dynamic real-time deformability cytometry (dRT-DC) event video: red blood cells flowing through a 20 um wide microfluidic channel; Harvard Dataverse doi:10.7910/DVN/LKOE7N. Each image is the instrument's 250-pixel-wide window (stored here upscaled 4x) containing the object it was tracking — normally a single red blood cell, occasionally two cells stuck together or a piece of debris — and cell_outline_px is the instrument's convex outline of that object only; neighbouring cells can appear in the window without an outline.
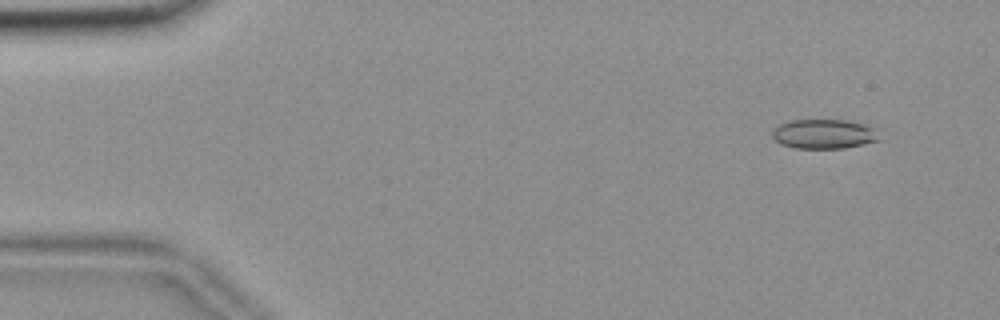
{"species": "common noctule bat (a hibernating species)", "species_latin": "Nyctalus noctula", "temperature_condition": "room temperature", "stored_images_in_passage": 52, "camera_frame_rate_fps": 3000, "um_per_image_px": 0.085, "animal": {"sex": "female", "body_mass_g": 18.4}, "frame": {"image": 1, "passage_image": 1, "time_ms": 0.0, "image_size_px": [1000, 320], "cell_outline_px": [[880, 140], [864, 144], [844, 148], [796, 148], [780, 144], [772, 136], [772, 132], [780, 124], [792, 120], [848, 120], [864, 124], [876, 128]], "centroid_in_image_um": [70.07, 11.39], "position_along_channel_um": 14.9, "area_um2": 18.38}}
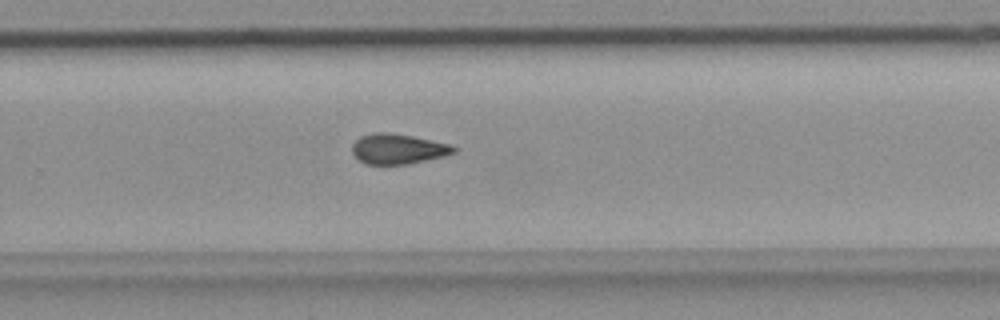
{"frame": {"image": 2, "passage_image": 33, "time_ms": 10.667, "image_size_px": [1000, 320], "cell_outline_px": [[456, 152], [444, 156], [408, 164], [364, 164], [352, 152], [352, 144], [360, 136], [376, 132], [392, 132], [452, 144], [456, 148]], "centroid_in_image_um": [33.84, 12.65], "position_along_channel_um": 296.0, "area_um2": 17.92}}
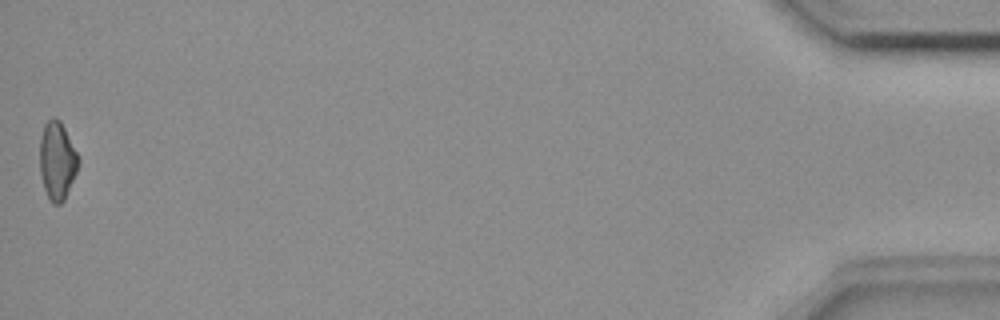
{"frame": {"image": 3, "passage_image": 52, "time_ms": 17.0, "image_size_px": [1000, 320], "cell_outline_px": [[80, 160], [76, 172], [64, 200], [60, 204], [52, 204], [48, 200], [44, 188], [40, 172], [40, 136], [44, 124], [52, 116], [56, 116], [60, 120], [80, 156]], "centroid_in_image_um": [4.86, 13.63], "position_along_channel_um": 430.3, "area_um2": 17.8}, "authors_computed_cell_mechanics": {"area_um2": 18.1492, "velocity_mm_per_s": 3.6493, "shape_relaxation_time_tau1_ms": null, "shape_relaxation_time_tau2_ms": 3.0805, "deformation_change_tau1": null, "deformation_change_tau2": 0.0834}}